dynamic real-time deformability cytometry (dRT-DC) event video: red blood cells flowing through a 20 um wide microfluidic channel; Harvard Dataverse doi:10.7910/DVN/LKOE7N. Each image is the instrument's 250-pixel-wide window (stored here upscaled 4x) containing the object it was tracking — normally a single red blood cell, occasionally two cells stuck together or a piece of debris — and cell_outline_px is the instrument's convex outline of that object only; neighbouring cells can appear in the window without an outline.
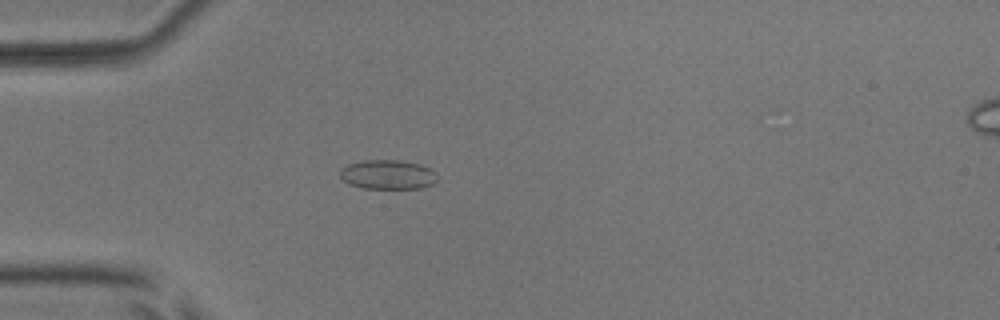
{"species": "common noctule bat (a hibernating species)", "species_latin": "Nyctalus noctula", "temperature_condition": "room temperature", "stored_images_in_passage": 53, "camera_frame_rate_fps": 3000, "um_per_image_px": 0.085, "animal": {"sex": "male", "body_mass_g": 17.9, "forearm_length_mm": 54.2}, "frame": {"image": 1, "passage_image": 15, "time_ms": 4.667, "image_size_px": [1000, 320], "cell_outline_px": [[436, 180], [432, 184], [420, 188], [364, 188], [348, 184], [340, 176], [340, 168], [348, 164], [364, 160], [400, 160], [420, 164], [432, 168], [436, 172]], "centroid_in_image_um": [32.96, 14.83], "position_along_channel_um": 52.0, "area_um2": 16.7}}
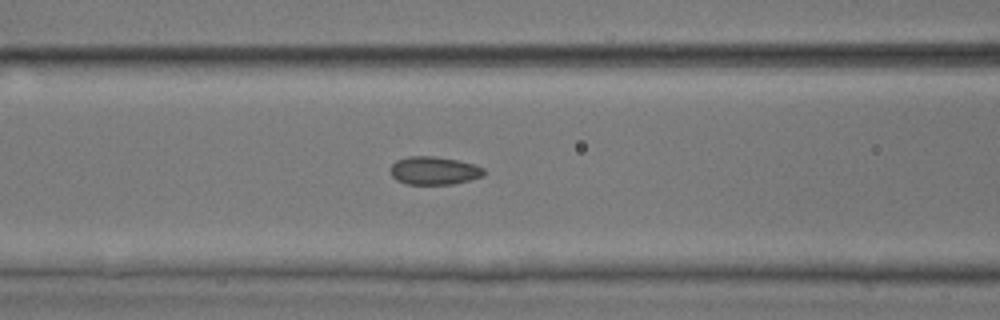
{"frame": {"image": 2, "passage_image": 22, "time_ms": 7.0, "image_size_px": [1000, 320], "cell_outline_px": [[484, 176], [452, 184], [408, 184], [396, 180], [388, 172], [392, 164], [396, 160], [408, 156], [432, 156], [460, 160], [476, 164], [484, 168]], "centroid_in_image_um": [36.88, 14.49], "position_along_channel_um": 129.7, "area_um2": 15.49}}
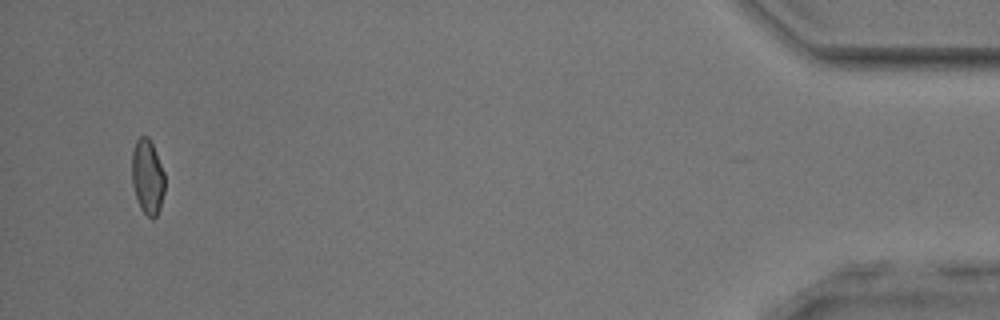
{"frame": {"image": 3, "passage_image": 51, "time_ms": 16.667, "image_size_px": [1000, 320], "cell_outline_px": [[164, 192], [160, 208], [156, 216], [152, 220], [140, 208], [132, 184], [132, 152], [136, 140], [140, 136], [148, 136], [156, 152], [164, 172]], "centroid_in_image_um": [12.53, 15.03], "position_along_channel_um": 422.7, "area_um2": 14.33}, "authors_computed_cell_mechanics": {"area_um2": 15.0858, "velocity_mm_per_s": 3.8528, "shape_relaxation_time_tau1_ms": null, "shape_relaxation_time_tau2_ms": 1.2995, "deformation_change_tau1": null, "deformation_change_tau2": 0.0662}}